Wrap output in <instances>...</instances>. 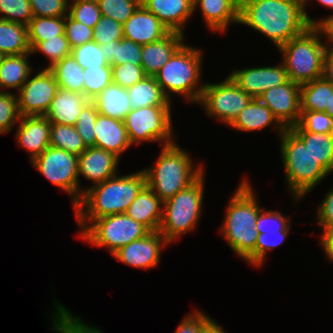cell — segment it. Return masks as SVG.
I'll list each match as a JSON object with an SVG mask.
<instances>
[{
	"mask_svg": "<svg viewBox=\"0 0 333 333\" xmlns=\"http://www.w3.org/2000/svg\"><path fill=\"white\" fill-rule=\"evenodd\" d=\"M68 15L75 21L94 28L101 18L97 0H69ZM72 1V3H71ZM71 3V4H70Z\"/></svg>",
	"mask_w": 333,
	"mask_h": 333,
	"instance_id": "43",
	"label": "cell"
},
{
	"mask_svg": "<svg viewBox=\"0 0 333 333\" xmlns=\"http://www.w3.org/2000/svg\"><path fill=\"white\" fill-rule=\"evenodd\" d=\"M94 131L95 147L112 152L119 158L132 146L124 121L98 114Z\"/></svg>",
	"mask_w": 333,
	"mask_h": 333,
	"instance_id": "21",
	"label": "cell"
},
{
	"mask_svg": "<svg viewBox=\"0 0 333 333\" xmlns=\"http://www.w3.org/2000/svg\"><path fill=\"white\" fill-rule=\"evenodd\" d=\"M78 156L49 146L31 161L48 181L72 196L73 207L80 201L84 189L80 188L78 176Z\"/></svg>",
	"mask_w": 333,
	"mask_h": 333,
	"instance_id": "11",
	"label": "cell"
},
{
	"mask_svg": "<svg viewBox=\"0 0 333 333\" xmlns=\"http://www.w3.org/2000/svg\"><path fill=\"white\" fill-rule=\"evenodd\" d=\"M204 176L163 202L159 232L169 243L196 228L203 211Z\"/></svg>",
	"mask_w": 333,
	"mask_h": 333,
	"instance_id": "8",
	"label": "cell"
},
{
	"mask_svg": "<svg viewBox=\"0 0 333 333\" xmlns=\"http://www.w3.org/2000/svg\"><path fill=\"white\" fill-rule=\"evenodd\" d=\"M210 319L202 310H196L184 317L175 333H203L204 326Z\"/></svg>",
	"mask_w": 333,
	"mask_h": 333,
	"instance_id": "53",
	"label": "cell"
},
{
	"mask_svg": "<svg viewBox=\"0 0 333 333\" xmlns=\"http://www.w3.org/2000/svg\"><path fill=\"white\" fill-rule=\"evenodd\" d=\"M141 4L171 31L184 34L183 28L193 15V0H141Z\"/></svg>",
	"mask_w": 333,
	"mask_h": 333,
	"instance_id": "20",
	"label": "cell"
},
{
	"mask_svg": "<svg viewBox=\"0 0 333 333\" xmlns=\"http://www.w3.org/2000/svg\"><path fill=\"white\" fill-rule=\"evenodd\" d=\"M111 67L113 83L122 88L128 89L147 76L142 65H133L130 62Z\"/></svg>",
	"mask_w": 333,
	"mask_h": 333,
	"instance_id": "48",
	"label": "cell"
},
{
	"mask_svg": "<svg viewBox=\"0 0 333 333\" xmlns=\"http://www.w3.org/2000/svg\"><path fill=\"white\" fill-rule=\"evenodd\" d=\"M28 41L31 50L39 43L57 38L65 31V16L33 17L27 26Z\"/></svg>",
	"mask_w": 333,
	"mask_h": 333,
	"instance_id": "35",
	"label": "cell"
},
{
	"mask_svg": "<svg viewBox=\"0 0 333 333\" xmlns=\"http://www.w3.org/2000/svg\"><path fill=\"white\" fill-rule=\"evenodd\" d=\"M169 244L159 231H150L146 236L124 245L112 255L126 265L150 269L158 266L161 250Z\"/></svg>",
	"mask_w": 333,
	"mask_h": 333,
	"instance_id": "15",
	"label": "cell"
},
{
	"mask_svg": "<svg viewBox=\"0 0 333 333\" xmlns=\"http://www.w3.org/2000/svg\"><path fill=\"white\" fill-rule=\"evenodd\" d=\"M51 122L41 115L21 116L16 139L20 147L30 153V161L50 146Z\"/></svg>",
	"mask_w": 333,
	"mask_h": 333,
	"instance_id": "19",
	"label": "cell"
},
{
	"mask_svg": "<svg viewBox=\"0 0 333 333\" xmlns=\"http://www.w3.org/2000/svg\"><path fill=\"white\" fill-rule=\"evenodd\" d=\"M288 228L286 231H278L275 233H261L258 235L255 245V266L260 267L263 265L265 256L274 248L281 245L287 238ZM262 264V265H261Z\"/></svg>",
	"mask_w": 333,
	"mask_h": 333,
	"instance_id": "50",
	"label": "cell"
},
{
	"mask_svg": "<svg viewBox=\"0 0 333 333\" xmlns=\"http://www.w3.org/2000/svg\"><path fill=\"white\" fill-rule=\"evenodd\" d=\"M31 52L32 54L39 52L48 57L50 64L46 69H49L64 57L71 55V48L64 32L62 35L57 36V38L39 42Z\"/></svg>",
	"mask_w": 333,
	"mask_h": 333,
	"instance_id": "44",
	"label": "cell"
},
{
	"mask_svg": "<svg viewBox=\"0 0 333 333\" xmlns=\"http://www.w3.org/2000/svg\"><path fill=\"white\" fill-rule=\"evenodd\" d=\"M170 32L158 17L142 4L123 24V37L140 45L160 41Z\"/></svg>",
	"mask_w": 333,
	"mask_h": 333,
	"instance_id": "17",
	"label": "cell"
},
{
	"mask_svg": "<svg viewBox=\"0 0 333 333\" xmlns=\"http://www.w3.org/2000/svg\"><path fill=\"white\" fill-rule=\"evenodd\" d=\"M247 0H239V6L241 3L246 2Z\"/></svg>",
	"mask_w": 333,
	"mask_h": 333,
	"instance_id": "62",
	"label": "cell"
},
{
	"mask_svg": "<svg viewBox=\"0 0 333 333\" xmlns=\"http://www.w3.org/2000/svg\"><path fill=\"white\" fill-rule=\"evenodd\" d=\"M290 219L282 215L279 211H264L260 209L255 229L261 233H275L278 231H286L290 228Z\"/></svg>",
	"mask_w": 333,
	"mask_h": 333,
	"instance_id": "49",
	"label": "cell"
},
{
	"mask_svg": "<svg viewBox=\"0 0 333 333\" xmlns=\"http://www.w3.org/2000/svg\"><path fill=\"white\" fill-rule=\"evenodd\" d=\"M83 71L84 95L90 101L113 83L111 66L89 67L83 69Z\"/></svg>",
	"mask_w": 333,
	"mask_h": 333,
	"instance_id": "38",
	"label": "cell"
},
{
	"mask_svg": "<svg viewBox=\"0 0 333 333\" xmlns=\"http://www.w3.org/2000/svg\"><path fill=\"white\" fill-rule=\"evenodd\" d=\"M256 194L249 180H242L231 197L220 232L231 249L255 267V245L259 233L255 226L260 213Z\"/></svg>",
	"mask_w": 333,
	"mask_h": 333,
	"instance_id": "3",
	"label": "cell"
},
{
	"mask_svg": "<svg viewBox=\"0 0 333 333\" xmlns=\"http://www.w3.org/2000/svg\"><path fill=\"white\" fill-rule=\"evenodd\" d=\"M99 112L92 101H89L82 109L76 124L78 134L86 147H95V124Z\"/></svg>",
	"mask_w": 333,
	"mask_h": 333,
	"instance_id": "46",
	"label": "cell"
},
{
	"mask_svg": "<svg viewBox=\"0 0 333 333\" xmlns=\"http://www.w3.org/2000/svg\"><path fill=\"white\" fill-rule=\"evenodd\" d=\"M325 112L333 118V94H331L330 109H325Z\"/></svg>",
	"mask_w": 333,
	"mask_h": 333,
	"instance_id": "60",
	"label": "cell"
},
{
	"mask_svg": "<svg viewBox=\"0 0 333 333\" xmlns=\"http://www.w3.org/2000/svg\"><path fill=\"white\" fill-rule=\"evenodd\" d=\"M260 32L277 48L315 26L301 0H247L239 6V23Z\"/></svg>",
	"mask_w": 333,
	"mask_h": 333,
	"instance_id": "1",
	"label": "cell"
},
{
	"mask_svg": "<svg viewBox=\"0 0 333 333\" xmlns=\"http://www.w3.org/2000/svg\"><path fill=\"white\" fill-rule=\"evenodd\" d=\"M333 84L323 77L301 84V111H321L330 109Z\"/></svg>",
	"mask_w": 333,
	"mask_h": 333,
	"instance_id": "30",
	"label": "cell"
},
{
	"mask_svg": "<svg viewBox=\"0 0 333 333\" xmlns=\"http://www.w3.org/2000/svg\"><path fill=\"white\" fill-rule=\"evenodd\" d=\"M0 52L5 56L31 52L27 26L0 19Z\"/></svg>",
	"mask_w": 333,
	"mask_h": 333,
	"instance_id": "31",
	"label": "cell"
},
{
	"mask_svg": "<svg viewBox=\"0 0 333 333\" xmlns=\"http://www.w3.org/2000/svg\"><path fill=\"white\" fill-rule=\"evenodd\" d=\"M50 146L79 156L87 147L75 126L51 123Z\"/></svg>",
	"mask_w": 333,
	"mask_h": 333,
	"instance_id": "36",
	"label": "cell"
},
{
	"mask_svg": "<svg viewBox=\"0 0 333 333\" xmlns=\"http://www.w3.org/2000/svg\"><path fill=\"white\" fill-rule=\"evenodd\" d=\"M123 38V25L111 17L101 15L93 28V41L99 45H104Z\"/></svg>",
	"mask_w": 333,
	"mask_h": 333,
	"instance_id": "47",
	"label": "cell"
},
{
	"mask_svg": "<svg viewBox=\"0 0 333 333\" xmlns=\"http://www.w3.org/2000/svg\"><path fill=\"white\" fill-rule=\"evenodd\" d=\"M202 51L184 43L154 75L164 94L181 95L190 104L198 103L205 84L199 83L202 70Z\"/></svg>",
	"mask_w": 333,
	"mask_h": 333,
	"instance_id": "6",
	"label": "cell"
},
{
	"mask_svg": "<svg viewBox=\"0 0 333 333\" xmlns=\"http://www.w3.org/2000/svg\"><path fill=\"white\" fill-rule=\"evenodd\" d=\"M203 333H226L223 328L215 322V320L210 319L204 326Z\"/></svg>",
	"mask_w": 333,
	"mask_h": 333,
	"instance_id": "58",
	"label": "cell"
},
{
	"mask_svg": "<svg viewBox=\"0 0 333 333\" xmlns=\"http://www.w3.org/2000/svg\"><path fill=\"white\" fill-rule=\"evenodd\" d=\"M71 55L82 69L89 67L94 68L99 66H110L100 45L95 41H90L71 48Z\"/></svg>",
	"mask_w": 333,
	"mask_h": 333,
	"instance_id": "41",
	"label": "cell"
},
{
	"mask_svg": "<svg viewBox=\"0 0 333 333\" xmlns=\"http://www.w3.org/2000/svg\"><path fill=\"white\" fill-rule=\"evenodd\" d=\"M239 6V0H233Z\"/></svg>",
	"mask_w": 333,
	"mask_h": 333,
	"instance_id": "63",
	"label": "cell"
},
{
	"mask_svg": "<svg viewBox=\"0 0 333 333\" xmlns=\"http://www.w3.org/2000/svg\"><path fill=\"white\" fill-rule=\"evenodd\" d=\"M272 125L277 129L279 136L285 128L278 122L273 112L258 98H252L244 110L229 125L238 131L252 132L262 130Z\"/></svg>",
	"mask_w": 333,
	"mask_h": 333,
	"instance_id": "26",
	"label": "cell"
},
{
	"mask_svg": "<svg viewBox=\"0 0 333 333\" xmlns=\"http://www.w3.org/2000/svg\"><path fill=\"white\" fill-rule=\"evenodd\" d=\"M184 36L179 32H170L160 41L142 45L141 65L144 73L154 76L184 44Z\"/></svg>",
	"mask_w": 333,
	"mask_h": 333,
	"instance_id": "22",
	"label": "cell"
},
{
	"mask_svg": "<svg viewBox=\"0 0 333 333\" xmlns=\"http://www.w3.org/2000/svg\"><path fill=\"white\" fill-rule=\"evenodd\" d=\"M33 17L29 0H0V19L28 26Z\"/></svg>",
	"mask_w": 333,
	"mask_h": 333,
	"instance_id": "45",
	"label": "cell"
},
{
	"mask_svg": "<svg viewBox=\"0 0 333 333\" xmlns=\"http://www.w3.org/2000/svg\"><path fill=\"white\" fill-rule=\"evenodd\" d=\"M229 77L252 98H258L266 90L281 86L289 80L283 62L279 66L233 70Z\"/></svg>",
	"mask_w": 333,
	"mask_h": 333,
	"instance_id": "16",
	"label": "cell"
},
{
	"mask_svg": "<svg viewBox=\"0 0 333 333\" xmlns=\"http://www.w3.org/2000/svg\"><path fill=\"white\" fill-rule=\"evenodd\" d=\"M308 1H310V0H302L304 11L306 10L305 7H306V4L308 3ZM317 2H319L321 5H324L325 7L329 8V9H333V0H317Z\"/></svg>",
	"mask_w": 333,
	"mask_h": 333,
	"instance_id": "59",
	"label": "cell"
},
{
	"mask_svg": "<svg viewBox=\"0 0 333 333\" xmlns=\"http://www.w3.org/2000/svg\"><path fill=\"white\" fill-rule=\"evenodd\" d=\"M102 52L110 66L132 63L141 65L142 45L123 38L100 45Z\"/></svg>",
	"mask_w": 333,
	"mask_h": 333,
	"instance_id": "34",
	"label": "cell"
},
{
	"mask_svg": "<svg viewBox=\"0 0 333 333\" xmlns=\"http://www.w3.org/2000/svg\"><path fill=\"white\" fill-rule=\"evenodd\" d=\"M251 100L252 97L227 76L220 83H206L197 104L202 105L208 116L230 125Z\"/></svg>",
	"mask_w": 333,
	"mask_h": 333,
	"instance_id": "12",
	"label": "cell"
},
{
	"mask_svg": "<svg viewBox=\"0 0 333 333\" xmlns=\"http://www.w3.org/2000/svg\"><path fill=\"white\" fill-rule=\"evenodd\" d=\"M318 225L324 228L333 225V188L326 194L316 211Z\"/></svg>",
	"mask_w": 333,
	"mask_h": 333,
	"instance_id": "54",
	"label": "cell"
},
{
	"mask_svg": "<svg viewBox=\"0 0 333 333\" xmlns=\"http://www.w3.org/2000/svg\"><path fill=\"white\" fill-rule=\"evenodd\" d=\"M301 85L288 80L285 84L270 88L258 99L272 112L278 122L285 128L295 126L301 113Z\"/></svg>",
	"mask_w": 333,
	"mask_h": 333,
	"instance_id": "14",
	"label": "cell"
},
{
	"mask_svg": "<svg viewBox=\"0 0 333 333\" xmlns=\"http://www.w3.org/2000/svg\"><path fill=\"white\" fill-rule=\"evenodd\" d=\"M194 11L199 7L207 27L226 31L229 24L239 23V6L233 0H193Z\"/></svg>",
	"mask_w": 333,
	"mask_h": 333,
	"instance_id": "24",
	"label": "cell"
},
{
	"mask_svg": "<svg viewBox=\"0 0 333 333\" xmlns=\"http://www.w3.org/2000/svg\"><path fill=\"white\" fill-rule=\"evenodd\" d=\"M16 93L0 91V134L9 133L20 120Z\"/></svg>",
	"mask_w": 333,
	"mask_h": 333,
	"instance_id": "42",
	"label": "cell"
},
{
	"mask_svg": "<svg viewBox=\"0 0 333 333\" xmlns=\"http://www.w3.org/2000/svg\"><path fill=\"white\" fill-rule=\"evenodd\" d=\"M119 157L98 147H87L78 156V176L98 184L116 176Z\"/></svg>",
	"mask_w": 333,
	"mask_h": 333,
	"instance_id": "18",
	"label": "cell"
},
{
	"mask_svg": "<svg viewBox=\"0 0 333 333\" xmlns=\"http://www.w3.org/2000/svg\"><path fill=\"white\" fill-rule=\"evenodd\" d=\"M150 231L125 213L94 219L80 238L96 247H106L112 255L118 249L146 236Z\"/></svg>",
	"mask_w": 333,
	"mask_h": 333,
	"instance_id": "9",
	"label": "cell"
},
{
	"mask_svg": "<svg viewBox=\"0 0 333 333\" xmlns=\"http://www.w3.org/2000/svg\"><path fill=\"white\" fill-rule=\"evenodd\" d=\"M31 54L32 52L3 57L0 63V89L20 90L29 75L33 74V69L28 61Z\"/></svg>",
	"mask_w": 333,
	"mask_h": 333,
	"instance_id": "28",
	"label": "cell"
},
{
	"mask_svg": "<svg viewBox=\"0 0 333 333\" xmlns=\"http://www.w3.org/2000/svg\"><path fill=\"white\" fill-rule=\"evenodd\" d=\"M323 229L320 246L322 247L328 261L333 262V225L326 226Z\"/></svg>",
	"mask_w": 333,
	"mask_h": 333,
	"instance_id": "56",
	"label": "cell"
},
{
	"mask_svg": "<svg viewBox=\"0 0 333 333\" xmlns=\"http://www.w3.org/2000/svg\"><path fill=\"white\" fill-rule=\"evenodd\" d=\"M322 77L333 84V49L327 48L324 54Z\"/></svg>",
	"mask_w": 333,
	"mask_h": 333,
	"instance_id": "57",
	"label": "cell"
},
{
	"mask_svg": "<svg viewBox=\"0 0 333 333\" xmlns=\"http://www.w3.org/2000/svg\"><path fill=\"white\" fill-rule=\"evenodd\" d=\"M132 109L151 106H171L154 76H146L127 89Z\"/></svg>",
	"mask_w": 333,
	"mask_h": 333,
	"instance_id": "29",
	"label": "cell"
},
{
	"mask_svg": "<svg viewBox=\"0 0 333 333\" xmlns=\"http://www.w3.org/2000/svg\"><path fill=\"white\" fill-rule=\"evenodd\" d=\"M171 110L170 106L132 109L123 120L131 145L148 141L174 144Z\"/></svg>",
	"mask_w": 333,
	"mask_h": 333,
	"instance_id": "10",
	"label": "cell"
},
{
	"mask_svg": "<svg viewBox=\"0 0 333 333\" xmlns=\"http://www.w3.org/2000/svg\"><path fill=\"white\" fill-rule=\"evenodd\" d=\"M18 91V109L21 116H44L58 91V84L49 69H42Z\"/></svg>",
	"mask_w": 333,
	"mask_h": 333,
	"instance_id": "13",
	"label": "cell"
},
{
	"mask_svg": "<svg viewBox=\"0 0 333 333\" xmlns=\"http://www.w3.org/2000/svg\"><path fill=\"white\" fill-rule=\"evenodd\" d=\"M49 70L53 73L59 88L84 94V71L72 55L64 57Z\"/></svg>",
	"mask_w": 333,
	"mask_h": 333,
	"instance_id": "33",
	"label": "cell"
},
{
	"mask_svg": "<svg viewBox=\"0 0 333 333\" xmlns=\"http://www.w3.org/2000/svg\"><path fill=\"white\" fill-rule=\"evenodd\" d=\"M320 31L310 26L299 36L279 47L288 79L298 84L318 79L323 74V59L327 46Z\"/></svg>",
	"mask_w": 333,
	"mask_h": 333,
	"instance_id": "7",
	"label": "cell"
},
{
	"mask_svg": "<svg viewBox=\"0 0 333 333\" xmlns=\"http://www.w3.org/2000/svg\"><path fill=\"white\" fill-rule=\"evenodd\" d=\"M89 101L84 94L58 88L44 116L51 123L74 126L82 109Z\"/></svg>",
	"mask_w": 333,
	"mask_h": 333,
	"instance_id": "25",
	"label": "cell"
},
{
	"mask_svg": "<svg viewBox=\"0 0 333 333\" xmlns=\"http://www.w3.org/2000/svg\"><path fill=\"white\" fill-rule=\"evenodd\" d=\"M280 152L286 183L296 201L311 192L329 173L311 154L308 145L291 130L280 135Z\"/></svg>",
	"mask_w": 333,
	"mask_h": 333,
	"instance_id": "5",
	"label": "cell"
},
{
	"mask_svg": "<svg viewBox=\"0 0 333 333\" xmlns=\"http://www.w3.org/2000/svg\"><path fill=\"white\" fill-rule=\"evenodd\" d=\"M177 143L162 147L155 165L143 169L146 184L165 202L193 184L205 171L196 166L188 152Z\"/></svg>",
	"mask_w": 333,
	"mask_h": 333,
	"instance_id": "4",
	"label": "cell"
},
{
	"mask_svg": "<svg viewBox=\"0 0 333 333\" xmlns=\"http://www.w3.org/2000/svg\"><path fill=\"white\" fill-rule=\"evenodd\" d=\"M315 27L320 31L321 35L326 37L327 43L325 44L327 48L333 49V15L318 20ZM329 43V44H328ZM331 44V45H330ZM331 46V47H330Z\"/></svg>",
	"mask_w": 333,
	"mask_h": 333,
	"instance_id": "55",
	"label": "cell"
},
{
	"mask_svg": "<svg viewBox=\"0 0 333 333\" xmlns=\"http://www.w3.org/2000/svg\"><path fill=\"white\" fill-rule=\"evenodd\" d=\"M311 151L319 164L328 172H333V134L312 133L305 130H292Z\"/></svg>",
	"mask_w": 333,
	"mask_h": 333,
	"instance_id": "32",
	"label": "cell"
},
{
	"mask_svg": "<svg viewBox=\"0 0 333 333\" xmlns=\"http://www.w3.org/2000/svg\"><path fill=\"white\" fill-rule=\"evenodd\" d=\"M101 15L124 24L141 4V0H97Z\"/></svg>",
	"mask_w": 333,
	"mask_h": 333,
	"instance_id": "40",
	"label": "cell"
},
{
	"mask_svg": "<svg viewBox=\"0 0 333 333\" xmlns=\"http://www.w3.org/2000/svg\"><path fill=\"white\" fill-rule=\"evenodd\" d=\"M54 305L56 306L55 311L53 313V321L52 327L54 328V332L58 333H103L98 327H91V325H87L80 318L81 316H73L71 312L68 311L65 306L58 304L55 301Z\"/></svg>",
	"mask_w": 333,
	"mask_h": 333,
	"instance_id": "37",
	"label": "cell"
},
{
	"mask_svg": "<svg viewBox=\"0 0 333 333\" xmlns=\"http://www.w3.org/2000/svg\"><path fill=\"white\" fill-rule=\"evenodd\" d=\"M4 56L5 55L2 52H0V63H1V61H2V59H3Z\"/></svg>",
	"mask_w": 333,
	"mask_h": 333,
	"instance_id": "61",
	"label": "cell"
},
{
	"mask_svg": "<svg viewBox=\"0 0 333 333\" xmlns=\"http://www.w3.org/2000/svg\"><path fill=\"white\" fill-rule=\"evenodd\" d=\"M64 32L70 48L93 41V28L73 20L68 14L65 16Z\"/></svg>",
	"mask_w": 333,
	"mask_h": 333,
	"instance_id": "51",
	"label": "cell"
},
{
	"mask_svg": "<svg viewBox=\"0 0 333 333\" xmlns=\"http://www.w3.org/2000/svg\"><path fill=\"white\" fill-rule=\"evenodd\" d=\"M34 17H62L68 14L69 0H29Z\"/></svg>",
	"mask_w": 333,
	"mask_h": 333,
	"instance_id": "52",
	"label": "cell"
},
{
	"mask_svg": "<svg viewBox=\"0 0 333 333\" xmlns=\"http://www.w3.org/2000/svg\"><path fill=\"white\" fill-rule=\"evenodd\" d=\"M162 212L163 201L146 184L126 209L125 214L149 231H159Z\"/></svg>",
	"mask_w": 333,
	"mask_h": 333,
	"instance_id": "23",
	"label": "cell"
},
{
	"mask_svg": "<svg viewBox=\"0 0 333 333\" xmlns=\"http://www.w3.org/2000/svg\"><path fill=\"white\" fill-rule=\"evenodd\" d=\"M290 129L333 134V118L326 112L301 111L298 123Z\"/></svg>",
	"mask_w": 333,
	"mask_h": 333,
	"instance_id": "39",
	"label": "cell"
},
{
	"mask_svg": "<svg viewBox=\"0 0 333 333\" xmlns=\"http://www.w3.org/2000/svg\"><path fill=\"white\" fill-rule=\"evenodd\" d=\"M99 114L123 121L132 110L126 88L111 83L100 94L91 100Z\"/></svg>",
	"mask_w": 333,
	"mask_h": 333,
	"instance_id": "27",
	"label": "cell"
},
{
	"mask_svg": "<svg viewBox=\"0 0 333 333\" xmlns=\"http://www.w3.org/2000/svg\"><path fill=\"white\" fill-rule=\"evenodd\" d=\"M146 185L143 170L107 179L84 189L80 201L73 207L78 226L83 231L94 219L125 213Z\"/></svg>",
	"mask_w": 333,
	"mask_h": 333,
	"instance_id": "2",
	"label": "cell"
}]
</instances>
